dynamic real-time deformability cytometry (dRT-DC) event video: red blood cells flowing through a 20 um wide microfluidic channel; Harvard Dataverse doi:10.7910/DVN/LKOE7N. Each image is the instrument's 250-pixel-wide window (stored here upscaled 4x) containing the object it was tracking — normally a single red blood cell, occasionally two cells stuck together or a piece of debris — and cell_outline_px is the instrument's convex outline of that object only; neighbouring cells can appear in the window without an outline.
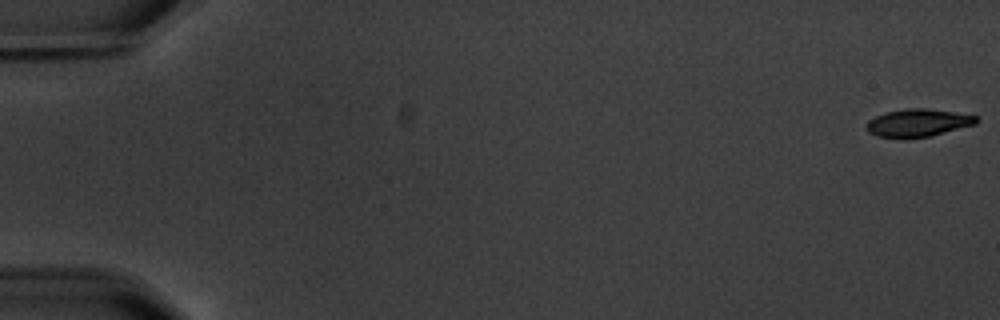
{"species": "common noctule bat (a hibernating species)", "species_latin": "Nyctalus noctula", "temperature_condition": "warm", "stored_images_in_passage": 7, "segment_of_instrument_passage": [1, 2], "camera_frame_rate_fps": 3000, "um_per_image_px": 0.085, "animal": {"sex": "male", "body_mass_g": 20.1, "forearm_length_mm": 53.5}, "frame": {"image": 1, "passage_image": 1, "time_ms": 0.0, "image_size_px": [1000, 320], "cell_outline_px": [[976, 124], [928, 136], [904, 140], [876, 136], [868, 132], [864, 128], [868, 120], [876, 116], [888, 112], [908, 108], [924, 108], [956, 112], [976, 116]], "centroid_in_image_um": [77.95, 10.46], "position_along_channel_um": 7.1, "area_um2": 17.86}}
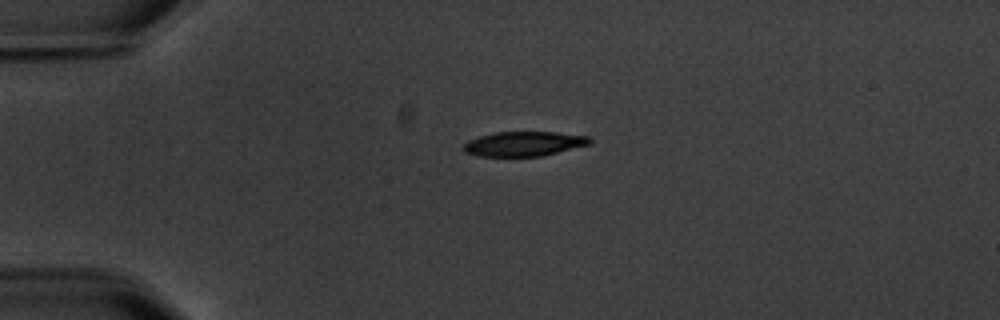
{"frame": {"image": 2, "passage_image": 5, "time_ms": 4.667, "image_size_px": [1000, 320], "cell_outline_px": [[592, 140], [588, 144], [540, 156], [476, 156], [464, 152], [464, 144], [468, 140], [480, 136], [496, 132], [556, 132], [588, 136]], "centroid_in_image_um": [44.48, 12.22], "position_along_channel_um": 40.5, "area_um2": 17.86}}